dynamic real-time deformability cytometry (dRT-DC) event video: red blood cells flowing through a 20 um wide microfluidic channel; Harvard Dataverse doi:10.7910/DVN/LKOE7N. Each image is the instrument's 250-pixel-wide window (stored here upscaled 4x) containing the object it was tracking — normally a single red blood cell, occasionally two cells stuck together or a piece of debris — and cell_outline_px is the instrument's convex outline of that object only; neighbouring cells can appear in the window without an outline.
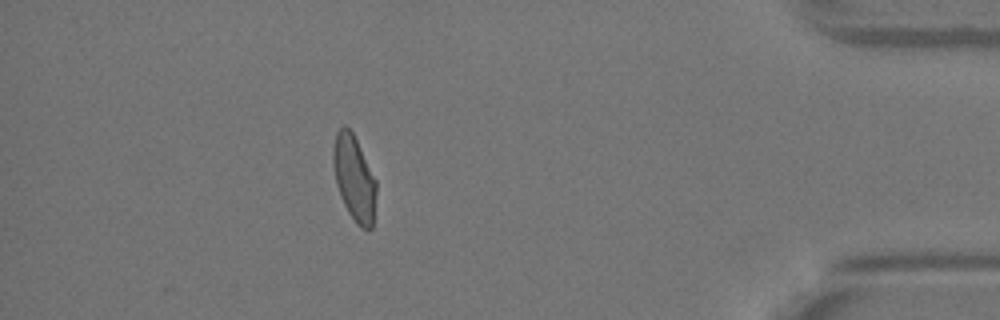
{"species": "Egyptian fruit bat (a non-hibernating species)", "species_latin": "Rousettus aegyptiacus", "temperature_condition": "warm", "stored_images_in_passage": 48, "camera_frame_rate_fps": 3000, "um_per_image_px": 0.085, "animal": {"sex": "female"}, "frame": {"image": 1, "passage_image": 48, "time_ms": 15.667, "image_size_px": [1000, 320], "cell_outline_px": [[376, 192], [372, 228], [360, 228], [356, 224], [348, 212], [340, 196], [336, 184], [332, 160], [332, 148], [336, 132], [344, 124], [352, 132], [376, 180]], "centroid_in_image_um": [30.08, 15.14], "position_along_channel_um": 405.1, "area_um2": 21.33}, "authors_computed_cell_mechanics": {"area_um2": 17.8891, "velocity_mm_per_s": 4.1035, "shape_relaxation_time_tau1_ms": 6.6918, "shape_relaxation_time_tau2_ms": null, "deformation_change_tau1": 0.1447, "deformation_change_tau2": null}}